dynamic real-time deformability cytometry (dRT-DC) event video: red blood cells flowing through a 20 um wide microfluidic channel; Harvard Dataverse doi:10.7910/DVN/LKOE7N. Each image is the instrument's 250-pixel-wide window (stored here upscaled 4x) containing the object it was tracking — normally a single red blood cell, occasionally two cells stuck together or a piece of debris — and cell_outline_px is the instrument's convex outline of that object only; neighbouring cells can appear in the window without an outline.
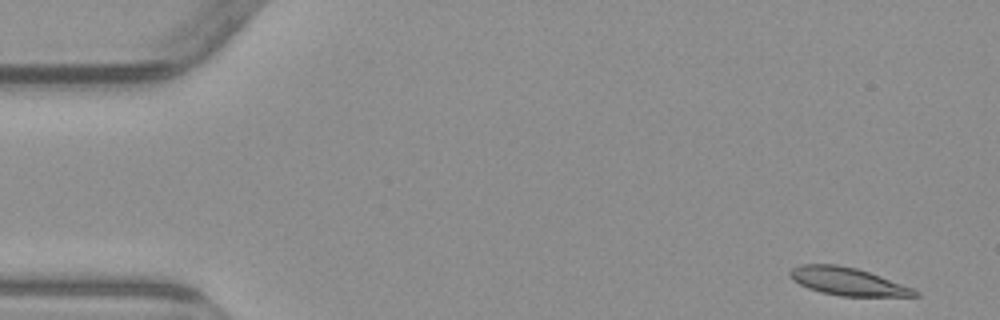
{"species": "common noctule bat (a hibernating species)", "species_latin": "Nyctalus noctula", "temperature_condition": "warm", "stored_images_in_passage": 5, "segment_of_instrument_passage": [1, 2], "camera_frame_rate_fps": 3000, "um_per_image_px": 0.085, "animal": {"sex": "male", "body_mass_g": 23.1, "forearm_length_mm": 52.7}, "frame": {"image": 1, "passage_image": 1, "time_ms": 0.0, "image_size_px": [1000, 320], "cell_outline_px": [[920, 296], [840, 296], [820, 292], [808, 288], [792, 280], [788, 276], [788, 272], [792, 268], [800, 264], [836, 264], [856, 268], [880, 276], [912, 288], [920, 292]], "centroid_in_image_um": [72.0, 23.92], "position_along_channel_um": 13.0, "area_um2": 20.17}}
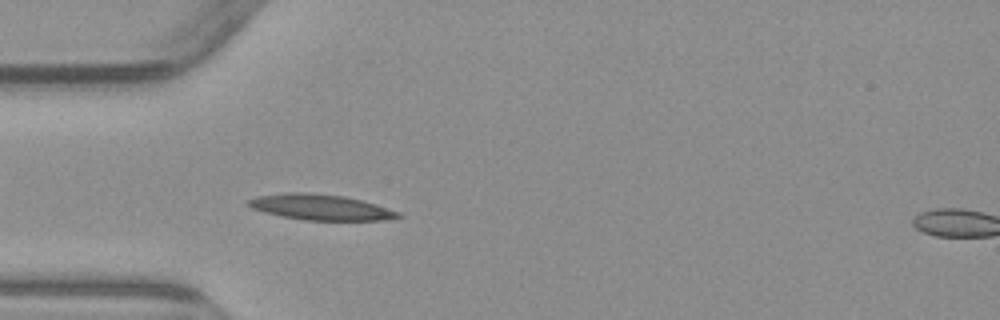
{"frame": {"image": 2, "passage_image": 4, "time_ms": 4.333, "image_size_px": [1000, 320], "cell_outline_px": [[404, 216], [384, 220], [304, 220], [280, 216], [264, 212], [252, 208], [244, 204], [244, 200], [256, 196], [288, 192], [308, 192], [344, 196], [360, 200], [400, 212]], "centroid_in_image_um": [27.16, 17.61], "position_along_channel_um": 57.8, "area_um2": 22.48}}